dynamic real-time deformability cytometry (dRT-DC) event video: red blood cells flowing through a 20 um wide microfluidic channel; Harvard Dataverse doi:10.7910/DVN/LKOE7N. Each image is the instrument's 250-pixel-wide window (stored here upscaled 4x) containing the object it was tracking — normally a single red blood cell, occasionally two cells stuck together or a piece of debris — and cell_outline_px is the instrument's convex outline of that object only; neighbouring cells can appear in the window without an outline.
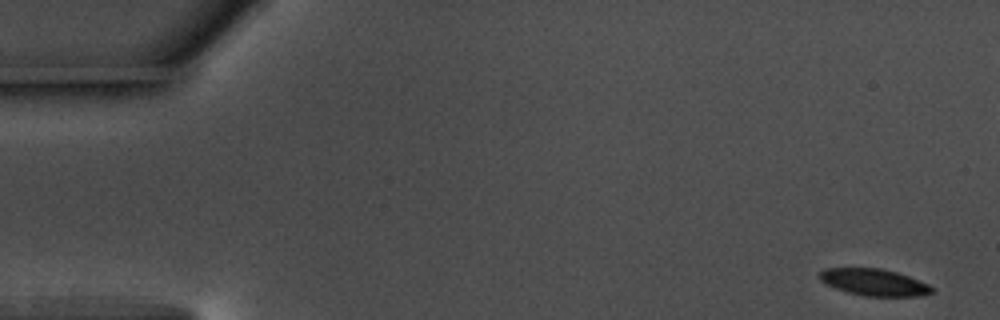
{"species": "common noctule bat (a hibernating species)", "species_latin": "Nyctalus noctula", "temperature_condition": "warm", "stored_images_in_passage": 56, "camera_frame_rate_fps": 3000, "um_per_image_px": 0.085, "animal": {"sex": "male", "body_mass_g": 17.5, "forearm_length_mm": 52.3}, "frame": {"image": 1, "passage_image": 1, "time_ms": 0.0, "image_size_px": [1000, 320], "cell_outline_px": [[936, 292], [920, 296], [864, 296], [848, 292], [836, 288], [820, 280], [820, 272], [824, 268], [880, 268], [896, 272], [908, 276], [928, 284], [936, 288]], "centroid_in_image_um": [74.35, 24.0], "position_along_channel_um": 10.6, "area_um2": 17.51}}
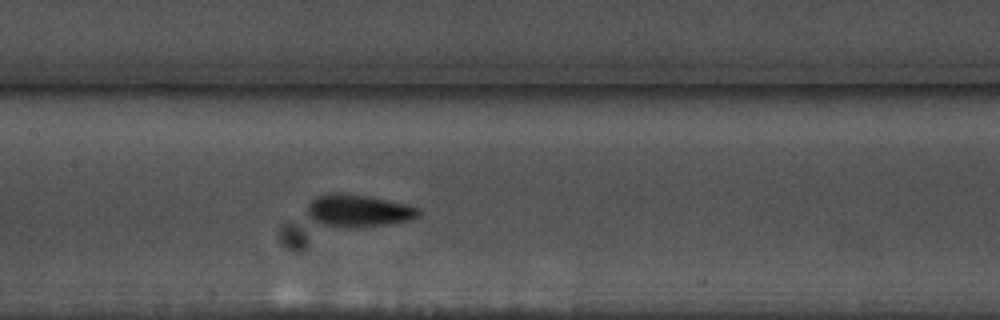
{"frame": {"image": 2, "passage_image": 26, "time_ms": 8.333, "image_size_px": [1000, 320], "cell_outline_px": [[420, 216], [408, 220], [392, 224], [348, 228], [316, 224], [308, 220], [308, 204], [316, 196], [328, 192], [340, 192], [368, 196], [408, 204], [420, 208]], "centroid_in_image_um": [30.42, 17.91], "position_along_channel_um": 177.0, "area_um2": 21.56}}
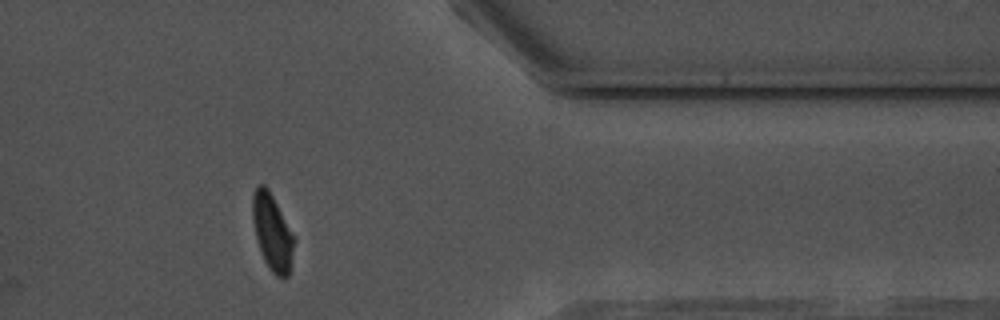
{"frame": {"image": 3, "passage_image": 45, "time_ms": 14.667, "image_size_px": [1000, 320], "cell_outline_px": [[296, 240], [288, 276], [276, 276], [268, 268], [264, 260], [256, 236], [252, 220], [252, 196], [256, 184], [264, 184], [268, 188], [296, 236]], "centroid_in_image_um": [23.16, 19.69], "position_along_channel_um": 388.2, "area_um2": 18.73}, "authors_computed_cell_mechanics": {"area_um2": 19.0162, "velocity_mm_per_s": 3.6268, "shape_relaxation_time_tau1_ms": 3.5676, "shape_relaxation_time_tau2_ms": 2.7081, "deformation_change_tau1": 0.112, "deformation_change_tau2": 0.0712}}